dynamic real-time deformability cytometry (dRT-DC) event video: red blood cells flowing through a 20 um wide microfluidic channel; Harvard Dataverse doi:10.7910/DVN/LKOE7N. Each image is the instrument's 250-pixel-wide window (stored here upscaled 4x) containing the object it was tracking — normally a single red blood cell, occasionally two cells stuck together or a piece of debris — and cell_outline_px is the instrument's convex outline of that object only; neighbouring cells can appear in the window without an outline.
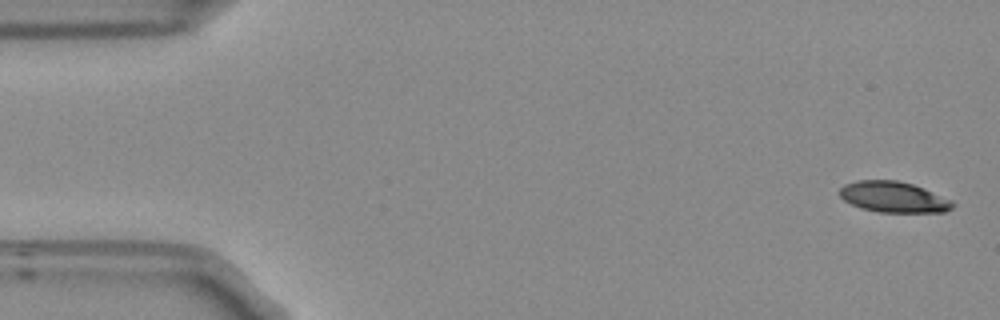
{"species": "Egyptian fruit bat (a non-hibernating species)", "species_latin": "Rousettus aegyptiacus", "temperature_condition": "room temperature", "stored_images_in_passage": 45, "camera_frame_rate_fps": 3000, "um_per_image_px": 0.085, "frame": {"image": 1, "passage_image": 1, "time_ms": 0.0, "image_size_px": [1000, 320], "cell_outline_px": [[956, 204], [952, 208], [944, 212], [880, 212], [860, 208], [844, 200], [840, 196], [840, 188], [844, 184], [856, 180], [896, 180], [912, 184], [924, 188], [952, 200]], "centroid_in_image_um": [75.96, 16.74], "position_along_channel_um": 9.0, "area_um2": 20.35}}
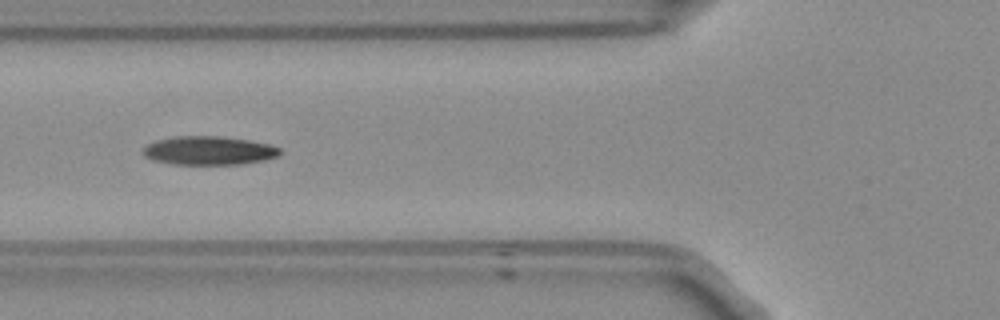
{"frame": {"image": 2, "passage_image": 19, "time_ms": 6.0, "image_size_px": [1000, 320], "cell_outline_px": [[280, 152], [276, 156], [264, 160], [240, 164], [172, 164], [152, 160], [144, 156], [140, 152], [148, 144], [156, 140], [176, 136], [220, 136], [248, 140], [268, 144], [280, 148]], "centroid_in_image_um": [17.7, 12.8], "position_along_channel_um": 108.1, "area_um2": 22.77}}
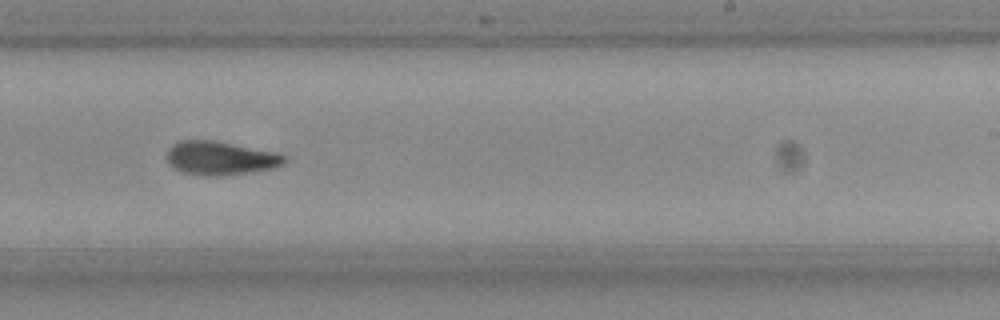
{"frame": {"image": 3, "passage_image": 32, "time_ms": 10.333, "image_size_px": [1000, 320], "cell_outline_px": [[284, 164], [272, 168], [220, 176], [200, 176], [180, 172], [164, 156], [168, 148], [172, 144], [180, 140], [216, 140], [280, 152], [284, 156]], "centroid_in_image_um": [18.7, 13.42], "position_along_channel_um": 270.3, "area_um2": 23.35}, "authors_computed_cell_mechanics": {"area_um2": 22.4264, "velocity_mm_per_s": 3.7309, "shape_relaxation_time_tau1_ms": 4.9417, "shape_relaxation_time_tau2_ms": 6.964, "deformation_change_tau1": 0.1334, "deformation_change_tau2": 0.1466}}